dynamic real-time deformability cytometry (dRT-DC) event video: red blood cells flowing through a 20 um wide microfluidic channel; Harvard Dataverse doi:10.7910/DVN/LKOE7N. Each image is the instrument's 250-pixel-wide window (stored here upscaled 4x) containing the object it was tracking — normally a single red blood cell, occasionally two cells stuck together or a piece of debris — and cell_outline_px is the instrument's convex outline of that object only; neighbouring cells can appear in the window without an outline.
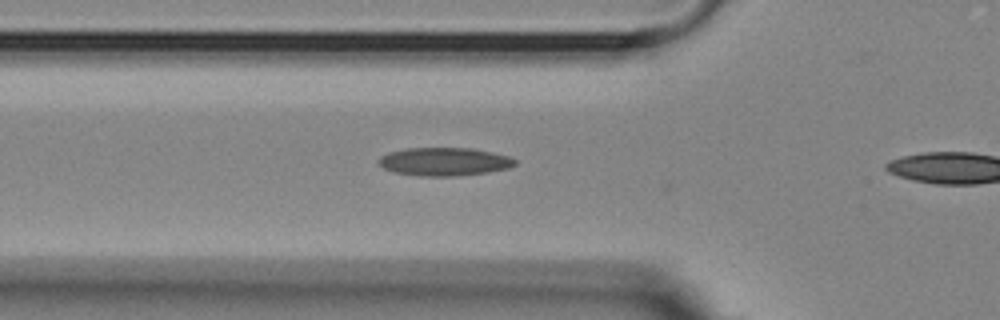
{"species": "Egyptian fruit bat (a non-hibernating species)", "species_latin": "Rousettus aegyptiacus", "temperature_condition": "room temperature", "stored_images_in_passage": 3, "camera_frame_rate_fps": 3000, "um_per_image_px": 0.085, "animal": {"sex": "female"}, "frame": {"image": 1, "passage_image": 2, "time_ms": 0.333, "image_size_px": [1000, 320], "cell_outline_px": [[516, 164], [508, 168], [488, 172], [456, 176], [420, 176], [392, 172], [384, 168], [376, 160], [380, 156], [388, 152], [408, 148], [472, 148], [492, 152], [508, 156], [516, 160]], "centroid_in_image_um": [37.74, 13.74], "position_along_channel_um": 88.1, "area_um2": 22.48}}